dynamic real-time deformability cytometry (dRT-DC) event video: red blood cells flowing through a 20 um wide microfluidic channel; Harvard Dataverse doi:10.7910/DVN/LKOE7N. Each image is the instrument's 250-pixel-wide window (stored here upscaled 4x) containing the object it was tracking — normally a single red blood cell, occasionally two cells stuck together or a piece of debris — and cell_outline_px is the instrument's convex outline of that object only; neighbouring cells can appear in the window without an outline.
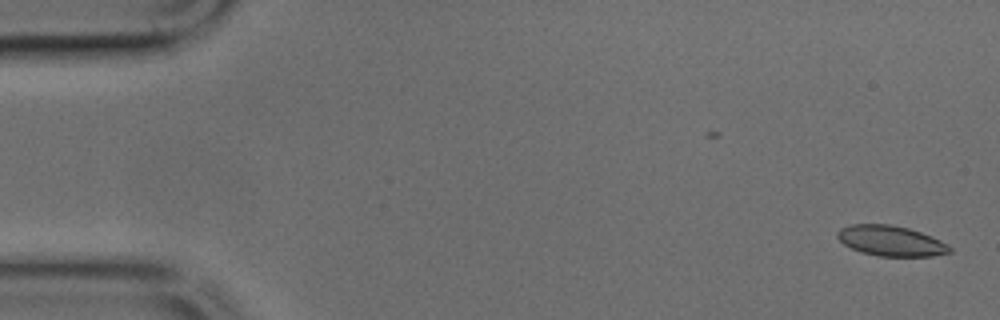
{"species": "common noctule bat (a hibernating species)", "species_latin": "Nyctalus noctula", "temperature_condition": "cold", "stored_images_in_passage": 49, "camera_frame_rate_fps": 3000, "um_per_image_px": 0.085, "animal": {"sex": "male", "body_mass_g": 17.9, "forearm_length_mm": 54.2}, "frame": {"image": 1, "passage_image": 2, "time_ms": 0.333, "image_size_px": [1000, 320], "cell_outline_px": [[952, 252], [932, 256], [880, 256], [860, 252], [844, 244], [836, 236], [836, 232], [840, 228], [852, 224], [892, 224], [908, 228], [920, 232], [940, 240], [948, 244], [952, 248]], "centroid_in_image_um": [75.72, 20.47], "position_along_channel_um": 9.3, "area_um2": 19.88}}
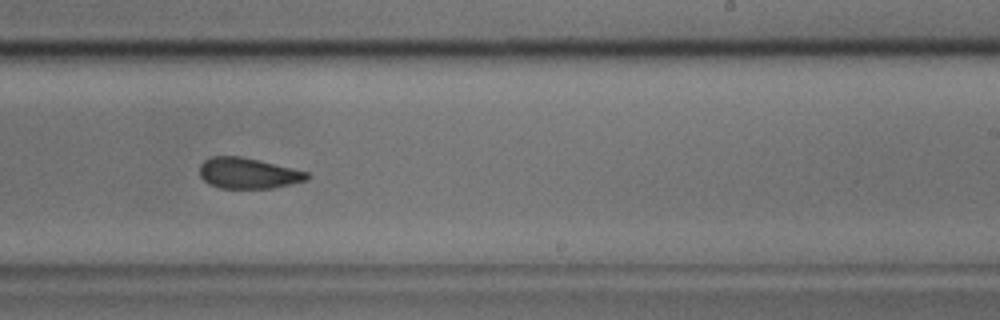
{"frame": {"image": 2, "passage_image": 30, "time_ms": 9.667, "image_size_px": [1000, 320], "cell_outline_px": [[308, 180], [272, 188], [220, 188], [208, 184], [200, 176], [200, 164], [204, 160], [212, 156], [240, 156], [292, 168], [308, 172]], "centroid_in_image_um": [21.06, 14.73], "position_along_channel_um": 267.9, "area_um2": 19.13}}
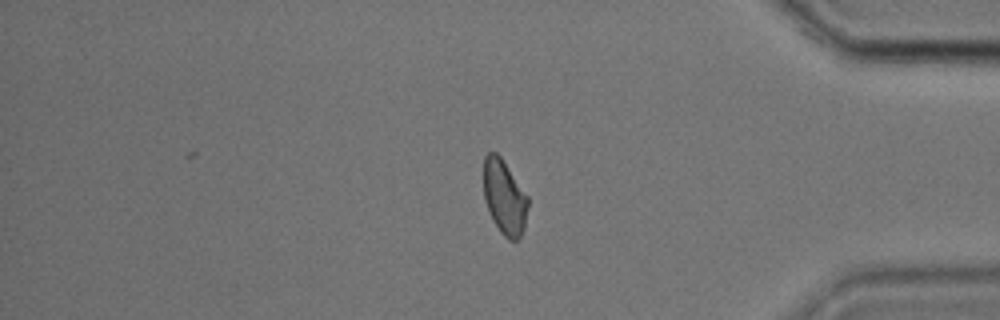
{"frame": {"image": 3, "passage_image": 41, "time_ms": 13.333, "image_size_px": [1000, 320], "cell_outline_px": [[528, 204], [524, 228], [520, 236], [516, 240], [508, 240], [500, 232], [484, 200], [484, 156], [488, 152], [496, 152], [500, 156], [528, 196]], "centroid_in_image_um": [42.88, 16.75], "position_along_channel_um": 392.3, "area_um2": 19.02}}